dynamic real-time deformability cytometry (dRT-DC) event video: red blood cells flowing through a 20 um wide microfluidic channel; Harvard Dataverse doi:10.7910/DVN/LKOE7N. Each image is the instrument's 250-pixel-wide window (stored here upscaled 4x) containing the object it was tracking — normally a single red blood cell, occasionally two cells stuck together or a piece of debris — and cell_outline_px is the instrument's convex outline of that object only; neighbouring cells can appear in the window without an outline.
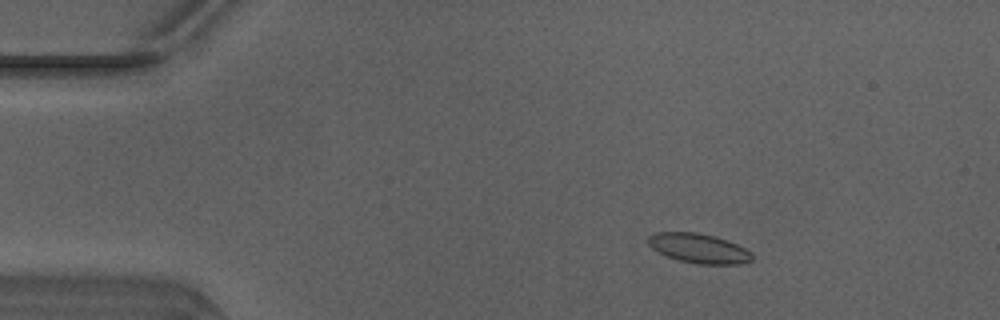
{"species": "Egyptian fruit bat (a non-hibernating species)", "species_latin": "Rousettus aegyptiacus", "temperature_condition": "warm", "stored_images_in_passage": 50, "camera_frame_rate_fps": 3000, "um_per_image_px": 0.085, "animal": {"sex": "male"}, "frame": {"image": 1, "passage_image": 8, "time_ms": 2.333, "image_size_px": [1000, 320], "cell_outline_px": [[752, 260], [740, 264], [700, 264], [680, 260], [668, 256], [652, 248], [648, 244], [648, 236], [656, 232], [696, 232], [716, 236], [736, 244], [752, 252]], "centroid_in_image_um": [59.41, 21.1], "position_along_channel_um": 25.6, "area_um2": 17.74}}
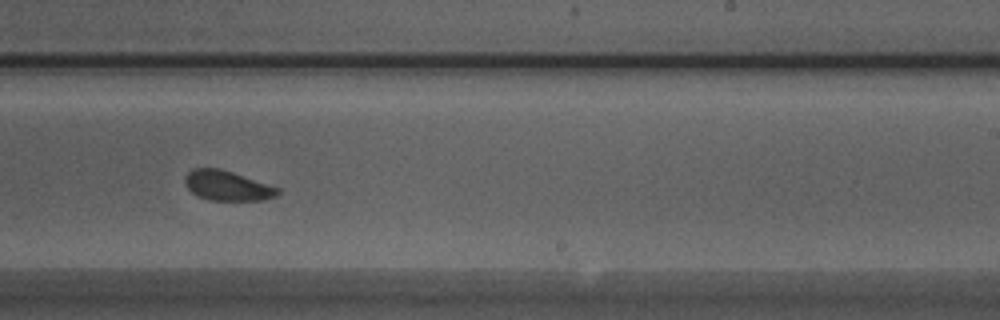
{"frame": {"image": 2, "passage_image": 31, "time_ms": 10.0, "image_size_px": [1000, 320], "cell_outline_px": [[280, 192], [276, 196], [264, 200], [208, 200], [192, 192], [184, 184], [184, 180], [188, 172], [192, 168], [220, 168], [280, 188]], "centroid_in_image_um": [19.32, 15.78], "position_along_channel_um": 269.7, "area_um2": 16.07}}
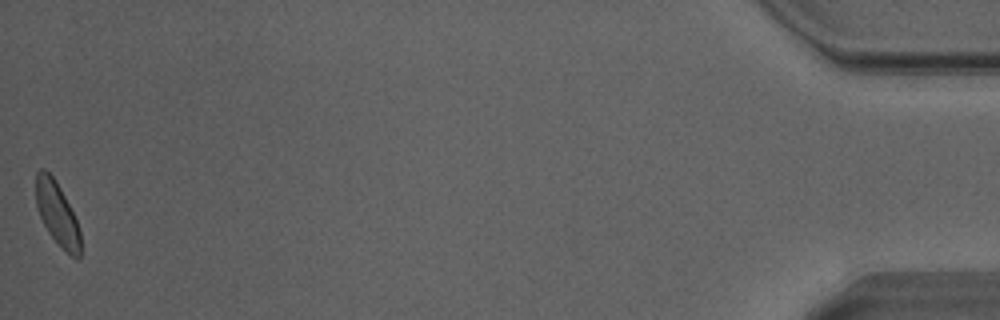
{"frame": {"image": 3, "passage_image": 50, "time_ms": 16.333, "image_size_px": [1000, 320], "cell_outline_px": [[80, 256], [76, 260], [48, 232], [40, 216], [36, 204], [36, 172], [40, 168], [44, 168], [52, 176], [60, 188], [76, 220], [80, 232]], "centroid_in_image_um": [4.84, 18.13], "position_along_channel_um": 430.4, "area_um2": 15.9}, "authors_computed_cell_mechanics": {"area_um2": 17.3978, "velocity_mm_per_s": 4.127, "shape_relaxation_time_tau1_ms": 2.8545, "shape_relaxation_time_tau2_ms": 1.2008, "deformation_change_tau1": 0.0836, "deformation_change_tau2": 0.0556}}